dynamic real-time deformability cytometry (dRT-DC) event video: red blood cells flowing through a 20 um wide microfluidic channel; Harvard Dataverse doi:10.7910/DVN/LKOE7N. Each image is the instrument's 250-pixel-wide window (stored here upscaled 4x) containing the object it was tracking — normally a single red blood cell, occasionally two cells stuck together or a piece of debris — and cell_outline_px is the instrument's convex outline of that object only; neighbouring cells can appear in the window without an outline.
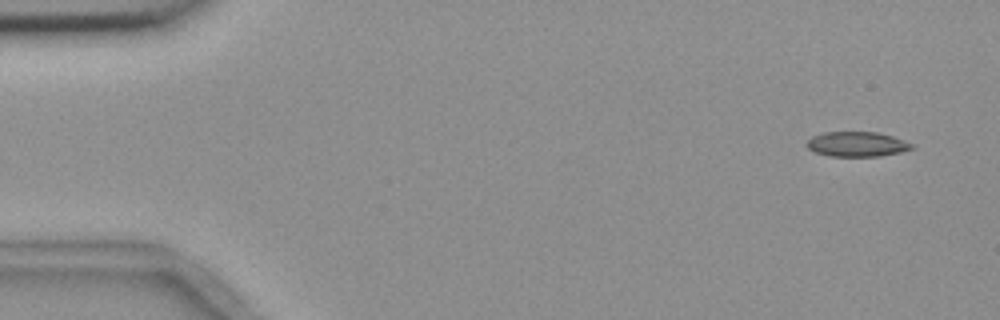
{"species": "common noctule bat (a hibernating species)", "species_latin": "Nyctalus noctula", "temperature_condition": "room temperature", "stored_images_in_passage": 5, "camera_frame_rate_fps": 3000, "um_per_image_px": 0.085, "animal": {"sex": "female", "body_mass_g": 18.4}, "frame": {"image": 1, "passage_image": 1, "time_ms": 0.0, "image_size_px": [1000, 320], "cell_outline_px": [[916, 148], [900, 152], [880, 156], [828, 156], [816, 152], [808, 148], [804, 144], [812, 136], [824, 132], [876, 132], [892, 136], [912, 144]], "centroid_in_image_um": [72.82, 12.25], "position_along_channel_um": 12.2, "area_um2": 15.2}}
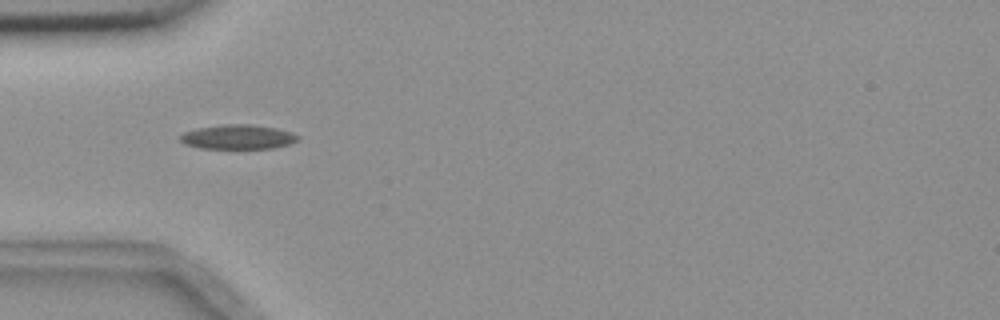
{"frame": {"image": 2, "passage_image": 5, "time_ms": 4.667, "image_size_px": [1000, 320], "cell_outline_px": [[300, 136], [296, 140], [288, 144], [272, 148], [200, 148], [184, 144], [180, 140], [180, 136], [184, 132], [196, 128], [224, 124], [252, 124], [276, 128], [292, 132]], "centroid_in_image_um": [20.2, 11.63], "position_along_channel_um": 64.8, "area_um2": 16.7}}